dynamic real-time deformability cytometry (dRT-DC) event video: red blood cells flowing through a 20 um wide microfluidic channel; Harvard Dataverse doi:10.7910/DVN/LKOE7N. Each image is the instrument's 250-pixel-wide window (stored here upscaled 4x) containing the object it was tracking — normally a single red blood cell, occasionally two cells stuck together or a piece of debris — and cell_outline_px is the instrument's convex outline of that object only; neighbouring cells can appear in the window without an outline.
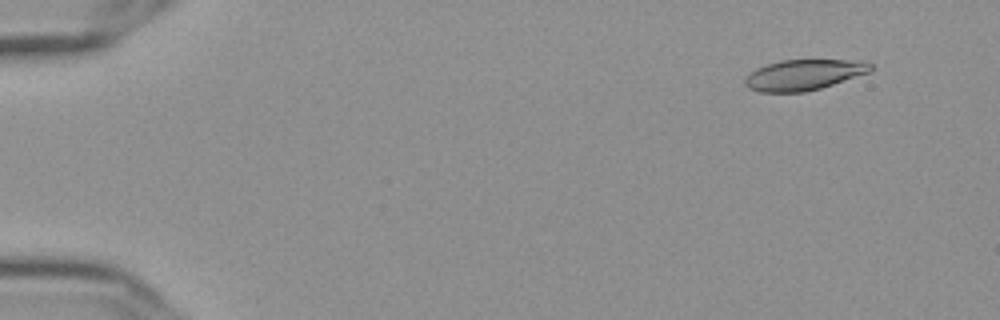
{"species": "Egyptian fruit bat (a non-hibernating species)", "species_latin": "Rousettus aegyptiacus", "temperature_condition": "cold", "stored_images_in_passage": 53, "camera_frame_rate_fps": 3000, "um_per_image_px": 0.085, "frame": {"image": 1, "passage_image": 1, "time_ms": 0.0, "image_size_px": [1000, 320], "cell_outline_px": [[872, 72], [820, 88], [804, 92], [760, 92], [748, 88], [744, 84], [744, 80], [756, 68], [780, 60], [864, 60], [872, 64]], "centroid_in_image_um": [68.36, 6.35], "position_along_channel_um": 16.6, "area_um2": 22.48}}
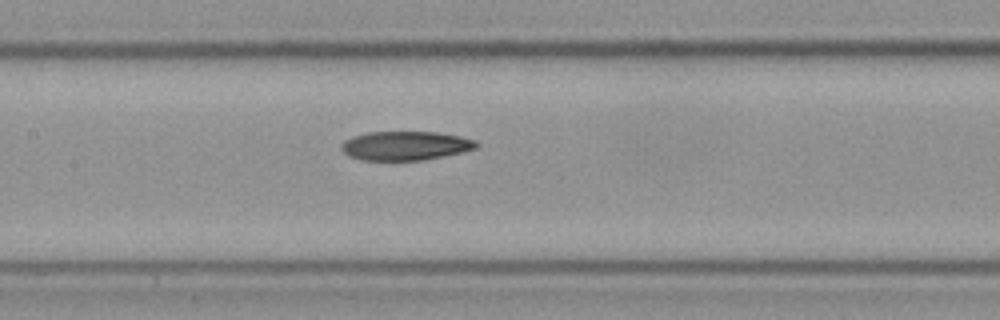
{"frame": {"image": 2, "passage_image": 24, "time_ms": 7.667, "image_size_px": [1000, 320], "cell_outline_px": [[480, 144], [476, 148], [464, 152], [424, 160], [360, 160], [348, 156], [340, 148], [340, 144], [344, 140], [352, 136], [368, 132], [436, 132], [460, 136], [476, 140]], "centroid_in_image_um": [34.45, 12.39], "position_along_channel_um": 172.9, "area_um2": 23.06}}
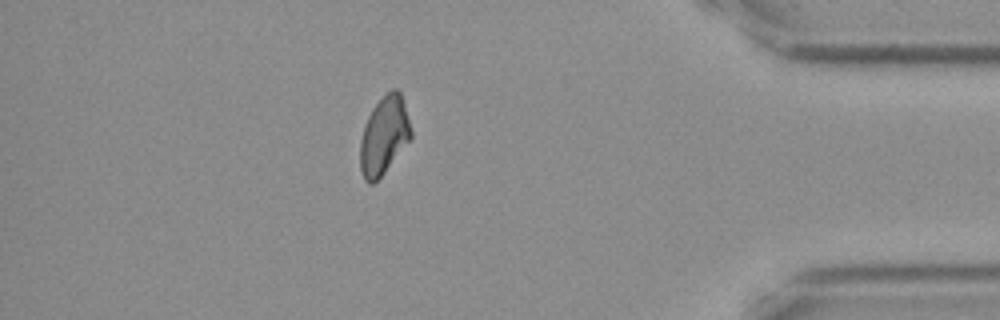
{"frame": {"image": 3, "passage_image": 46, "time_ms": 15.0, "image_size_px": [1000, 320], "cell_outline_px": [[412, 136], [384, 172], [372, 184], [368, 184], [364, 180], [360, 168], [360, 140], [368, 116], [372, 108], [392, 88], [396, 88], [400, 92], [404, 104], [412, 132]], "centroid_in_image_um": [32.62, 11.53], "position_along_channel_um": 402.6, "area_um2": 22.6}}